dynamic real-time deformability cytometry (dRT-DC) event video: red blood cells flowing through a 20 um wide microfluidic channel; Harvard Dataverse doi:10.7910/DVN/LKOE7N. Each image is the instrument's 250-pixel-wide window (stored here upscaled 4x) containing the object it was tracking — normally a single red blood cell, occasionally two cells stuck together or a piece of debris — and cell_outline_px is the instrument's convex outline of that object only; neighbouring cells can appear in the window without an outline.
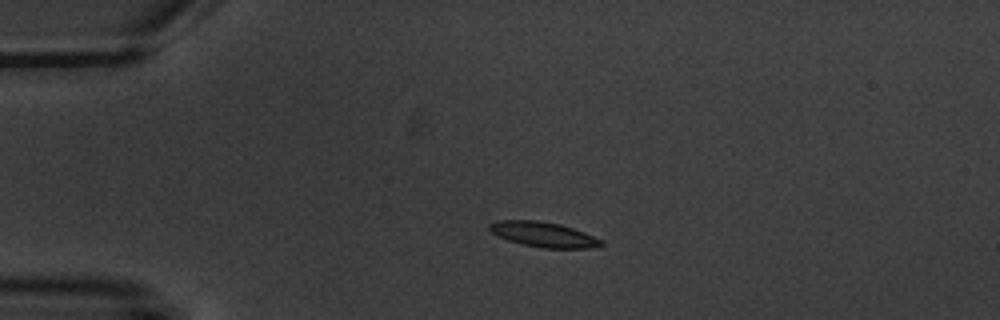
{"species": "common noctule bat (a hibernating species)", "species_latin": "Nyctalus noctula", "temperature_condition": "warm", "stored_images_in_passage": 4, "camera_frame_rate_fps": 3000, "um_per_image_px": 0.085, "animal": {"sex": "male", "body_mass_g": 20.1, "forearm_length_mm": 53.5}, "frame": {"image": 1, "passage_image": 3, "time_ms": 2.667, "image_size_px": [1000, 320], "cell_outline_px": [[604, 244], [588, 248], [544, 248], [524, 244], [508, 240], [492, 232], [488, 228], [488, 224], [496, 220], [536, 220], [560, 224], [584, 232], [604, 240]], "centroid_in_image_um": [46.2, 19.92], "position_along_channel_um": 38.8, "area_um2": 16.18}}